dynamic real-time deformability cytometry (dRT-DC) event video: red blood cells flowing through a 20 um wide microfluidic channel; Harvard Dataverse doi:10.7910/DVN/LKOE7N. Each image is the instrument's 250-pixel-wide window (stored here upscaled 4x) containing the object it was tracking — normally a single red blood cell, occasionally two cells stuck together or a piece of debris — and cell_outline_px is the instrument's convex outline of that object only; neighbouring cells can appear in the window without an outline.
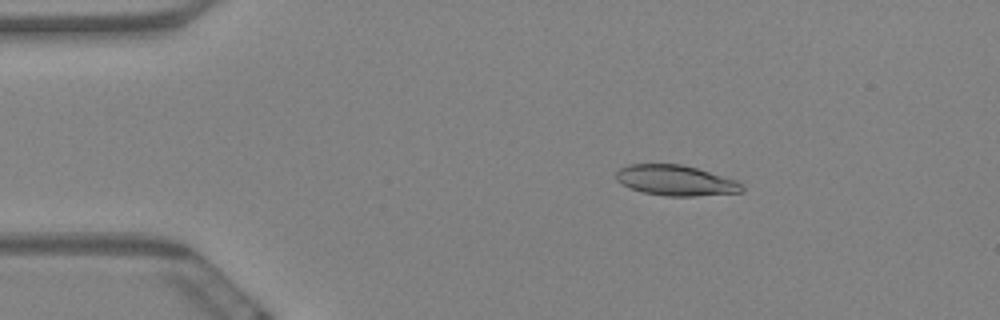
{"species": "Egyptian fruit bat (a non-hibernating species)", "species_latin": "Rousettus aegyptiacus", "temperature_condition": "warm", "stored_images_in_passage": 60, "camera_frame_rate_fps": 3000, "um_per_image_px": 0.085, "animal": {"sex": "female"}, "frame": {"image": 1, "passage_image": 10, "time_ms": 3.0, "image_size_px": [1000, 320], "cell_outline_px": [[744, 192], [696, 196], [668, 196], [644, 192], [632, 188], [616, 180], [616, 172], [620, 168], [632, 164], [680, 164], [696, 168], [736, 180], [744, 184]], "centroid_in_image_um": [57.48, 15.34], "position_along_channel_um": 27.5, "area_um2": 22.14}}
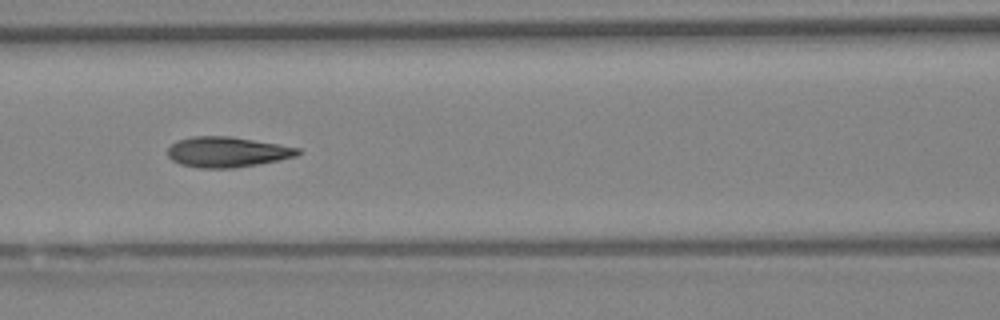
{"frame": {"image": 2, "passage_image": 26, "time_ms": 8.333, "image_size_px": [1000, 320], "cell_outline_px": [[300, 152], [296, 156], [280, 160], [236, 168], [200, 168], [180, 164], [172, 160], [168, 156], [168, 148], [176, 140], [192, 136], [232, 136], [300, 148]], "centroid_in_image_um": [19.29, 12.92], "position_along_channel_um": 147.3, "area_um2": 23.12}}
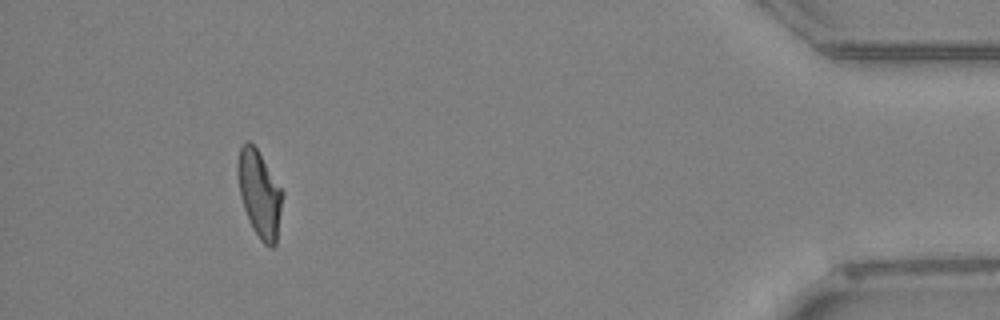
{"frame": {"image": 3, "passage_image": 55, "time_ms": 18.0, "image_size_px": [1000, 320], "cell_outline_px": [[284, 192], [276, 244], [272, 248], [264, 244], [260, 240], [252, 228], [248, 220], [240, 196], [236, 168], [236, 164], [240, 148], [248, 140], [256, 148]], "centroid_in_image_um": [22.05, 16.5], "position_along_channel_um": 413.2, "area_um2": 22.66}, "authors_computed_cell_mechanics": {"area_um2": 22.5998, "velocity_mm_per_s": 3.4136, "shape_relaxation_time_tau1_ms": null, "shape_relaxation_time_tau2_ms": 1.6988, "deformation_change_tau1": null, "deformation_change_tau2": 0.0836}}